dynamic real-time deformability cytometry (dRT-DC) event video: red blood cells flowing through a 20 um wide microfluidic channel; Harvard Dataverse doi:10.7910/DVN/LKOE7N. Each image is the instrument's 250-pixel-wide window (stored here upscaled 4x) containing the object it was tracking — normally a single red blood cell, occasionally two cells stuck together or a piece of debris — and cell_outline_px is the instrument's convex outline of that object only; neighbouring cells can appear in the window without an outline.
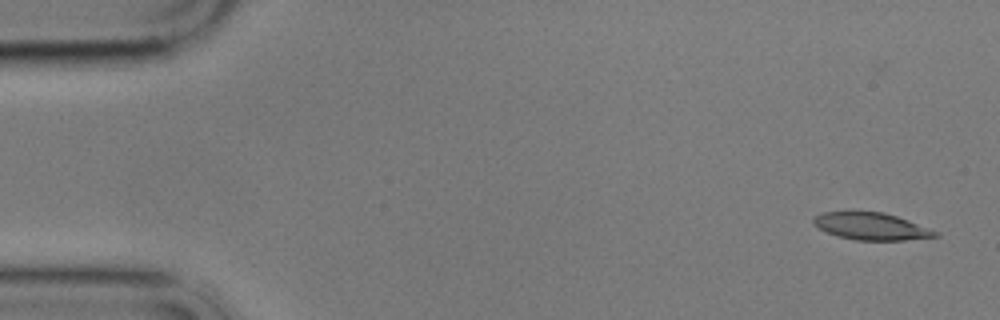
{"species": "common noctule bat (a hibernating species)", "species_latin": "Nyctalus noctula", "temperature_condition": "cold", "stored_images_in_passage": 5, "camera_frame_rate_fps": 3000, "um_per_image_px": 0.085, "animal": {"sex": "male", "body_mass_g": 17.9}, "frame": {"image": 1, "passage_image": 1, "time_ms": 0.0, "image_size_px": [1000, 320], "cell_outline_px": [[940, 236], [904, 240], [856, 240], [840, 236], [828, 232], [812, 224], [812, 220], [816, 216], [824, 212], [848, 208], [884, 212], [908, 220], [940, 232]], "centroid_in_image_um": [74.03, 19.18], "position_along_channel_um": 11.0, "area_um2": 19.88}}
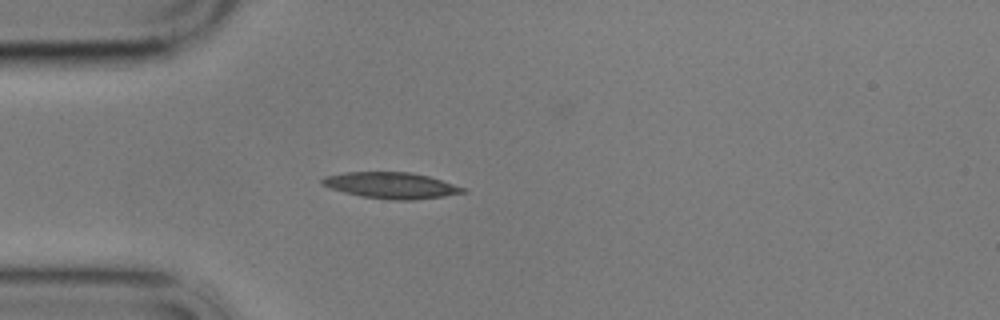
{"frame": {"image": 2, "passage_image": 4, "time_ms": 4.333, "image_size_px": [1000, 320], "cell_outline_px": [[468, 192], [444, 196], [412, 200], [392, 200], [360, 196], [328, 188], [320, 184], [320, 180], [324, 176], [344, 172], [412, 172], [428, 176], [464, 188]], "centroid_in_image_um": [33.19, 15.76], "position_along_channel_um": 51.8, "area_um2": 21.5}}